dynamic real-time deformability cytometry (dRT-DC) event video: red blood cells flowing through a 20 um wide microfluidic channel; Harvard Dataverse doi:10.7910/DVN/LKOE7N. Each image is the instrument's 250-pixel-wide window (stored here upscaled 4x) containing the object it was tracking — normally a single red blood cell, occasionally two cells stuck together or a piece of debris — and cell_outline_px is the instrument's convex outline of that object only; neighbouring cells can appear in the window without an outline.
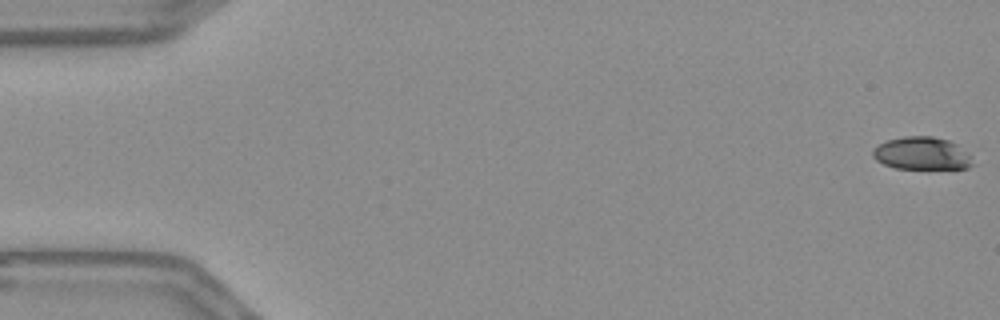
{"species": "Egyptian fruit bat (a non-hibernating species)", "species_latin": "Rousettus aegyptiacus", "temperature_condition": "warm", "stored_images_in_passage": 56, "camera_frame_rate_fps": 3000, "um_per_image_px": 0.085, "frame": {"image": 1, "passage_image": 1, "time_ms": 0.0, "image_size_px": [1000, 320], "cell_outline_px": [[976, 164], [968, 168], [896, 168], [884, 164], [876, 160], [872, 156], [872, 148], [888, 140], [904, 136], [932, 136], [948, 140], [956, 144]], "centroid_in_image_um": [78.32, 13.04], "position_along_channel_um": 6.7, "area_um2": 18.79}}
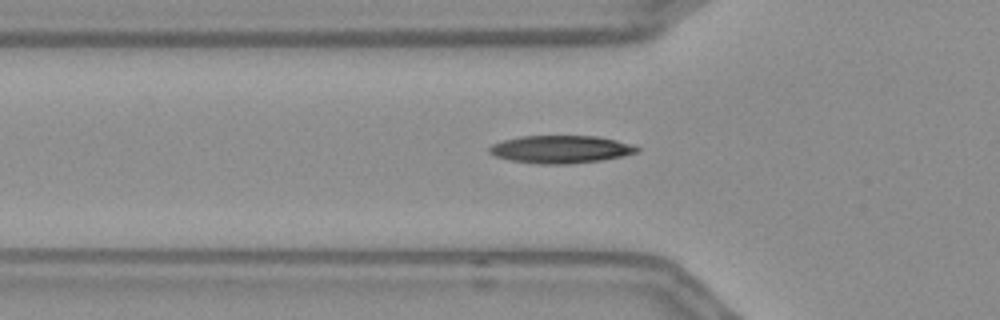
{"frame": {"image": 2, "passage_image": 19, "time_ms": 6.0, "image_size_px": [1000, 320], "cell_outline_px": [[640, 148], [636, 152], [624, 156], [604, 160], [572, 164], [536, 164], [508, 160], [496, 156], [488, 152], [488, 148], [492, 144], [504, 140], [520, 136], [596, 136], [616, 140], [632, 144]], "centroid_in_image_um": [47.66, 12.7], "position_along_channel_um": 78.1, "area_um2": 24.04}}
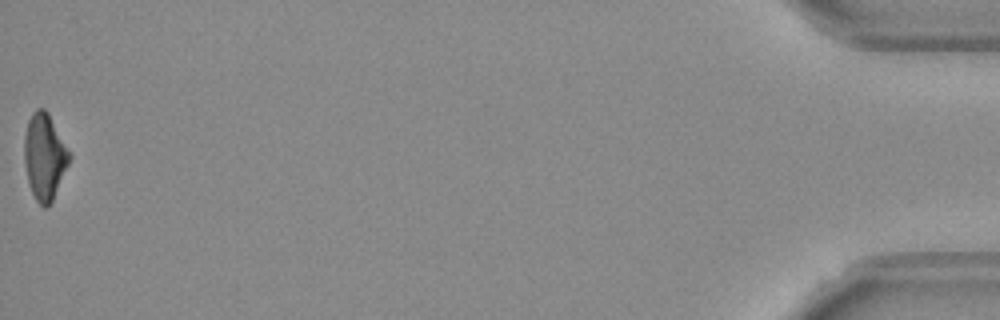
{"frame": {"image": 3, "passage_image": 56, "time_ms": 18.333, "image_size_px": [1000, 320], "cell_outline_px": [[72, 156], [52, 200], [44, 208], [36, 200], [28, 184], [24, 160], [24, 136], [28, 120], [32, 112], [36, 108], [44, 108], [48, 112], [72, 152]], "centroid_in_image_um": [3.79, 13.25], "position_along_channel_um": 431.4, "area_um2": 22.83}, "authors_computed_cell_mechanics": {"area_um2": 22.8888, "velocity_mm_per_s": 3.6811, "shape_relaxation_time_tau1_ms": 8.2969, "shape_relaxation_time_tau2_ms": 4.267, "deformation_change_tau1": 0.2256, "deformation_change_tau2": 0.1263}}